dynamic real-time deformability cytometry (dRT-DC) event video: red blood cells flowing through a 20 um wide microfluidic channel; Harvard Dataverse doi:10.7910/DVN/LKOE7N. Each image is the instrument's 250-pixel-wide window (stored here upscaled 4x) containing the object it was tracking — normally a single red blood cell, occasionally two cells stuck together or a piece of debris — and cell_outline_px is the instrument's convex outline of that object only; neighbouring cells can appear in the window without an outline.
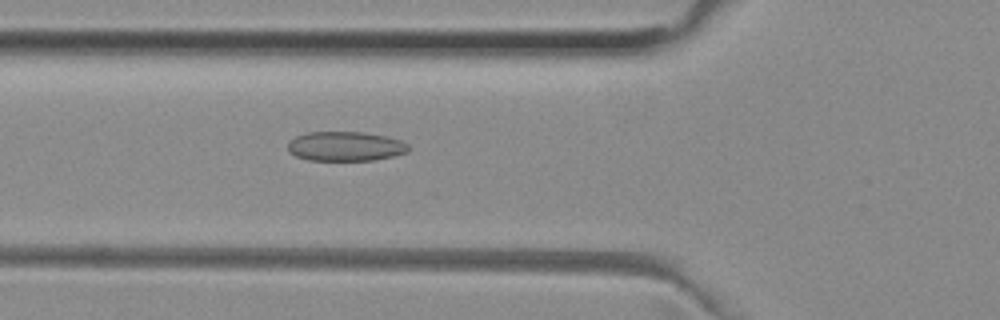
{"species": "common noctule bat (a hibernating species)", "species_latin": "Nyctalus noctula", "temperature_condition": "room temperature", "stored_images_in_passage": 51, "camera_frame_rate_fps": 3000, "um_per_image_px": 0.085, "animal": {"sex": "female", "body_mass_g": 29.2, "forearm_length_mm": 56.3}, "frame": {"image": 1, "passage_image": 18, "time_ms": 5.667, "image_size_px": [1000, 320], "cell_outline_px": [[408, 152], [392, 156], [372, 160], [308, 160], [296, 156], [288, 152], [288, 140], [296, 136], [308, 132], [364, 132], [384, 136], [400, 140], [408, 144]], "centroid_in_image_um": [29.32, 12.43], "position_along_channel_um": 96.5, "area_um2": 20.69}}
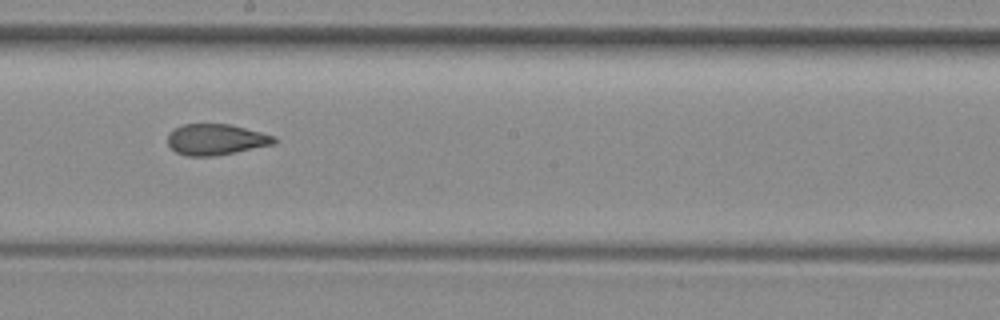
{"frame": {"image": 2, "passage_image": 28, "time_ms": 9.0, "image_size_px": [1000, 320], "cell_outline_px": [[276, 144], [216, 156], [184, 156], [176, 152], [168, 144], [168, 136], [176, 128], [184, 124], [228, 124], [276, 136]], "centroid_in_image_um": [18.38, 11.87], "position_along_channel_um": 229.8, "area_um2": 19.13}}
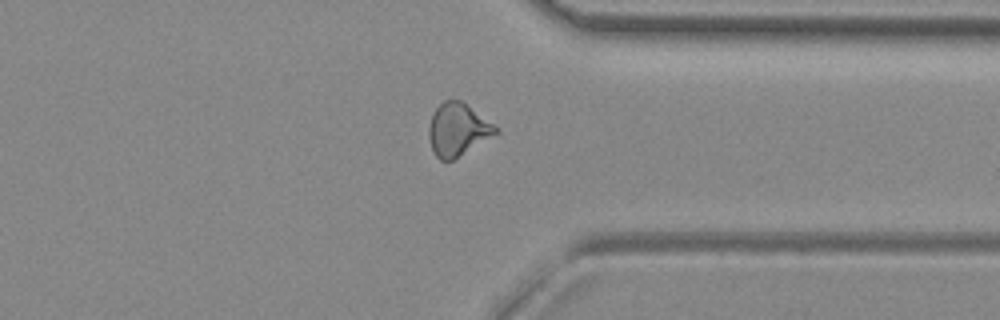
{"frame": {"image": 3, "passage_image": 39, "time_ms": 12.667, "image_size_px": [1000, 320], "cell_outline_px": [[500, 132], [452, 160], [440, 160], [432, 152], [428, 136], [428, 128], [432, 116], [436, 108], [444, 100], [464, 100], [500, 128]], "centroid_in_image_um": [38.93, 10.99], "position_along_channel_um": 372.5, "area_um2": 20.81}, "authors_computed_cell_mechanics": {"area_um2": 20.519, "velocity_mm_per_s": 3.9931, "shape_relaxation_time_tau1_ms": null, "shape_relaxation_time_tau2_ms": 1.5158, "deformation_change_tau1": null, "deformation_change_tau2": 0.0845}}